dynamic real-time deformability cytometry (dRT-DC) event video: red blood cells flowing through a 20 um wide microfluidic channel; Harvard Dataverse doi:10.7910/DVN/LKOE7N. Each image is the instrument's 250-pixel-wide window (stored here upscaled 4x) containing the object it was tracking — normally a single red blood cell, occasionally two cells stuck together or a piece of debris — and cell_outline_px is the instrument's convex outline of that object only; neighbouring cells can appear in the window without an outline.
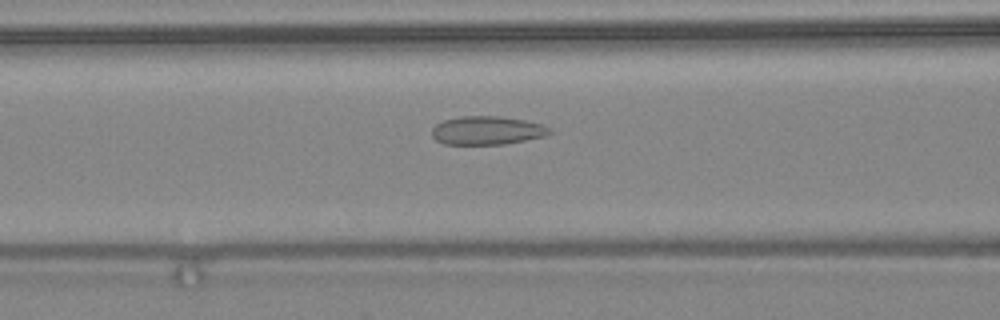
{"species": "common noctule bat (a hibernating species)", "species_latin": "Nyctalus noctula", "temperature_condition": "warm", "stored_images_in_passage": 47, "camera_frame_rate_fps": 3000, "um_per_image_px": 0.085, "animal": {"sex": "female", "body_mass_g": 24.6, "forearm_length_mm": 56.2}, "frame": {"image": 1, "passage_image": 21, "time_ms": 6.667, "image_size_px": [1000, 320], "cell_outline_px": [[552, 132], [544, 136], [504, 144], [444, 144], [436, 140], [432, 136], [432, 128], [436, 124], [444, 120], [460, 116], [500, 116], [524, 120], [540, 124], [548, 128]], "centroid_in_image_um": [41.35, 11.08], "position_along_channel_um": 125.2, "area_um2": 19.36}}
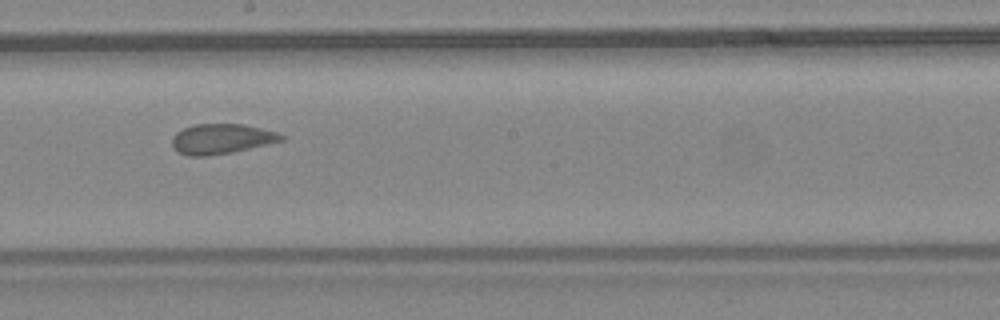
{"frame": {"image": 2, "passage_image": 28, "time_ms": 9.0, "image_size_px": [1000, 320], "cell_outline_px": [[284, 140], [232, 152], [208, 156], [188, 156], [180, 152], [172, 144], [172, 136], [176, 132], [184, 128], [196, 124], [244, 124], [276, 132], [284, 136]], "centroid_in_image_um": [18.81, 11.8], "position_along_channel_um": 229.4, "area_um2": 18.9}}
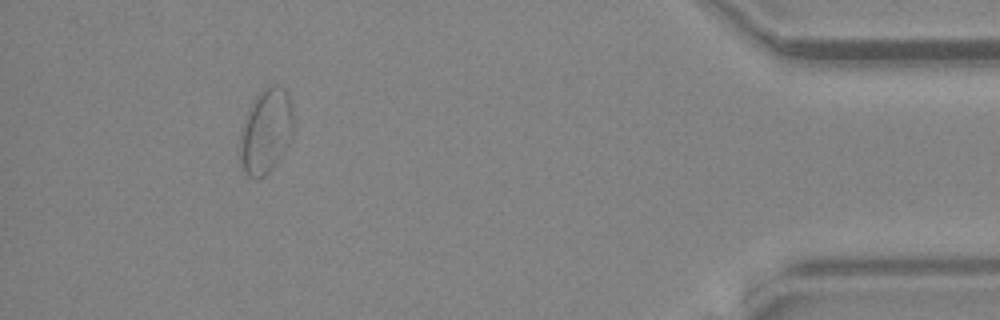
{"frame": {"image": 3, "passage_image": 44, "time_ms": 14.333, "image_size_px": [1000, 320], "cell_outline_px": [[292, 136], [280, 160], [264, 176], [256, 180], [248, 176], [240, 168], [240, 132], [244, 120], [252, 100], [264, 88], [272, 84], [284, 88], [288, 96], [292, 108]], "centroid_in_image_um": [22.58, 11.19], "position_along_channel_um": 412.6, "area_um2": 26.59}, "authors_computed_cell_mechanics": {"area_um2": 21.5594, "velocity_mm_per_s": 4.4674, "shape_relaxation_time_tau1_ms": null, "shape_relaxation_time_tau2_ms": 1.041, "deformation_change_tau1": null, "deformation_change_tau2": 0.0793}}